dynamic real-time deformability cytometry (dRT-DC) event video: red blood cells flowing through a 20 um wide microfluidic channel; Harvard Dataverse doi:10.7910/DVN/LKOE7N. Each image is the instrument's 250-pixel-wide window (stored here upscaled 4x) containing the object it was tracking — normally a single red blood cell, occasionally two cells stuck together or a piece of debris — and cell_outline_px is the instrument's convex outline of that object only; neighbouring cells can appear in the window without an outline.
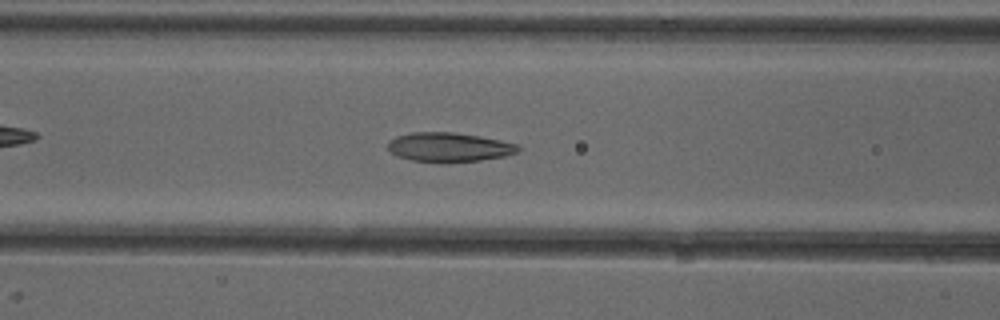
{"species": "common noctule bat (a hibernating species)", "species_latin": "Nyctalus noctula", "temperature_condition": "cold", "stored_images_in_passage": 28, "camera_frame_rate_fps": 3000, "um_per_image_px": 0.085, "animal": {"sex": "female"}, "frame": {"image": 1, "passage_image": 13, "time_ms": 4.0, "image_size_px": [1000, 320], "cell_outline_px": [[520, 152], [508, 156], [480, 160], [448, 164], [412, 160], [396, 156], [388, 148], [388, 140], [396, 136], [412, 132], [452, 132], [480, 136], [500, 140], [516, 144], [520, 148]], "centroid_in_image_um": [38.18, 12.53], "position_along_channel_um": 128.4, "area_um2": 22.66}}
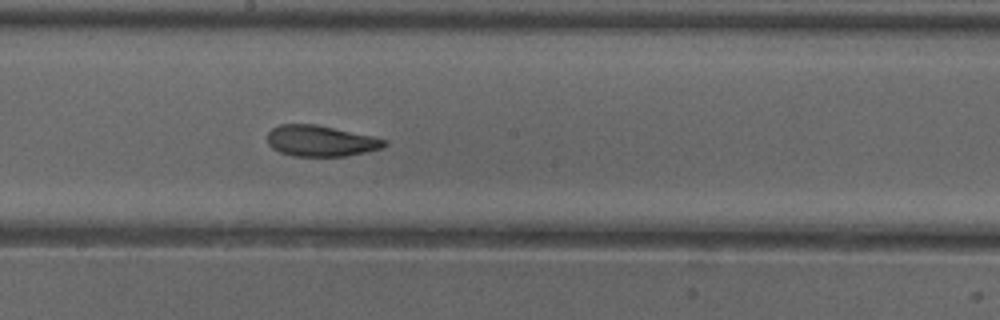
{"frame": {"image": 2, "passage_image": 20, "time_ms": 6.333, "image_size_px": [1000, 320], "cell_outline_px": [[388, 144], [384, 148], [344, 156], [292, 156], [280, 152], [272, 148], [268, 144], [268, 132], [272, 128], [280, 124], [316, 124], [372, 136], [388, 140]], "centroid_in_image_um": [27.26, 11.98], "position_along_channel_um": 220.9, "area_um2": 21.15}}
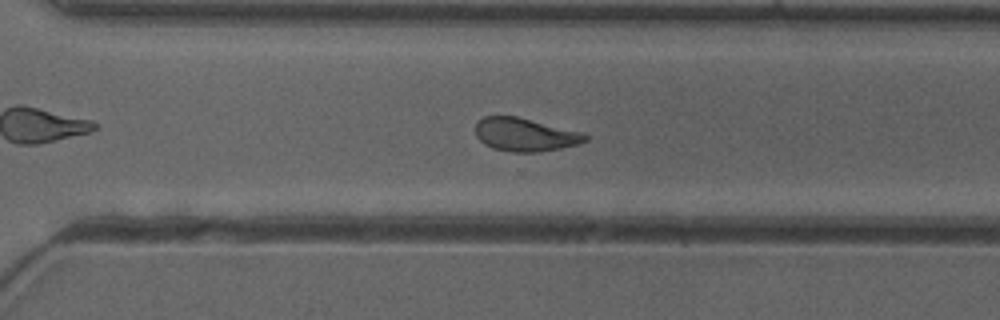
{"frame": {"image": 3, "passage_image": 28, "time_ms": 9.0, "image_size_px": [1000, 320], "cell_outline_px": [[588, 140], [580, 144], [560, 148], [536, 152], [512, 152], [492, 148], [484, 144], [476, 136], [476, 124], [484, 116], [516, 116], [584, 132], [588, 136]], "centroid_in_image_um": [44.66, 11.44], "position_along_channel_um": 325.9, "area_um2": 21.33}}